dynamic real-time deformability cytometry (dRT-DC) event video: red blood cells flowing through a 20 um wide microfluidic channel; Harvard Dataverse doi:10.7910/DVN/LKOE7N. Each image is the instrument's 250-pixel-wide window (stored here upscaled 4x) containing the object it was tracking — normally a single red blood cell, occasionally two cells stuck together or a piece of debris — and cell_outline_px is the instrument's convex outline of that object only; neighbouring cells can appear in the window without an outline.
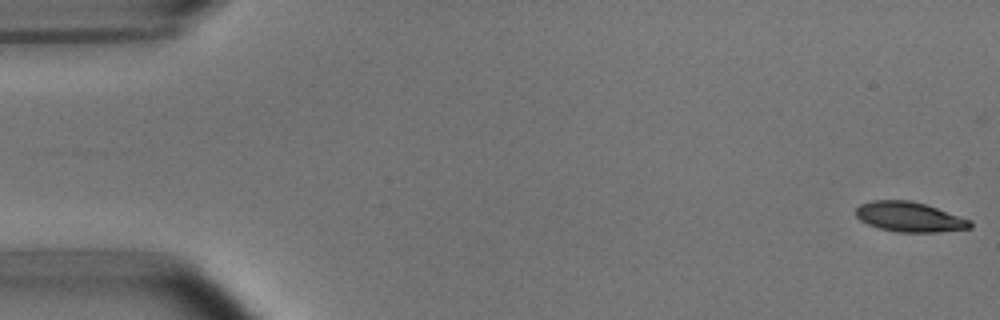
{"species": "common noctule bat (a hibernating species)", "species_latin": "Nyctalus noctula", "temperature_condition": "room temperature", "stored_images_in_passage": 5, "segment_of_instrument_passage": [2, 2], "camera_frame_rate_fps": 3000, "um_per_image_px": 0.085, "animal": {"sex": "male", "body_mass_g": 15.6}, "frame": {"image": 1, "passage_image": 5, "time_ms": 5.667, "image_size_px": [1000, 320], "cell_outline_px": [[972, 228], [936, 232], [896, 232], [880, 228], [868, 224], [860, 220], [856, 216], [856, 208], [860, 204], [872, 200], [908, 200], [924, 204], [972, 220]], "centroid_in_image_um": [77.3, 18.44], "position_along_channel_um": 7.7, "area_um2": 19.83}}